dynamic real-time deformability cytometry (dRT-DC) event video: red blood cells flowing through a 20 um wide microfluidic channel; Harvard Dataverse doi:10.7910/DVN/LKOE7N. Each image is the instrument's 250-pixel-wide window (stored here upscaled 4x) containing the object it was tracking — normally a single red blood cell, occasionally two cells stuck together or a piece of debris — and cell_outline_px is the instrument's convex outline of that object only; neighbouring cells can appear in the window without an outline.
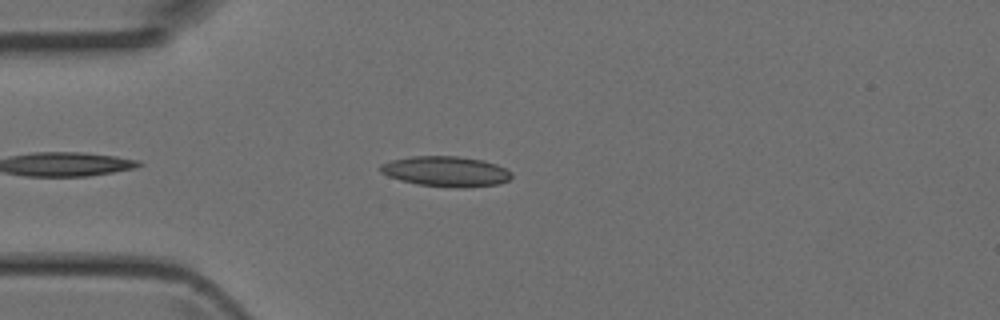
{"species": "Egyptian fruit bat (a non-hibernating species)", "species_latin": "Rousettus aegyptiacus", "temperature_condition": "room temperature", "stored_images_in_passage": 36, "camera_frame_rate_fps": 3000, "um_per_image_px": 0.085, "animal": {"sex": "female"}, "frame": {"image": 1, "passage_image": 4, "time_ms": 1.0, "image_size_px": [1000, 320], "cell_outline_px": [[512, 176], [508, 180], [500, 184], [464, 188], [456, 188], [420, 184], [400, 180], [388, 176], [380, 172], [380, 164], [392, 160], [412, 156], [456, 156], [484, 160], [496, 164], [512, 172]], "centroid_in_image_um": [37.92, 14.57], "position_along_channel_um": 47.1, "area_um2": 23.18}}
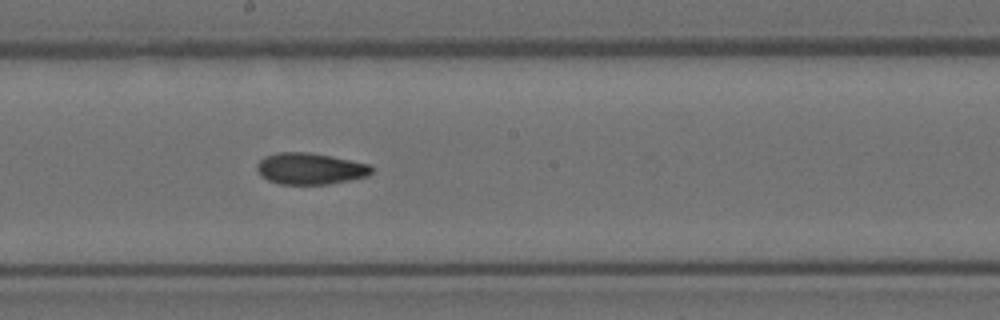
{"frame": {"image": 2, "passage_image": 17, "time_ms": 5.333, "image_size_px": [1000, 320], "cell_outline_px": [[372, 172], [368, 176], [328, 184], [280, 184], [268, 180], [256, 168], [256, 164], [264, 156], [276, 152], [308, 152], [372, 164]], "centroid_in_image_um": [26.37, 14.33], "position_along_channel_um": 221.8, "area_um2": 20.92}}
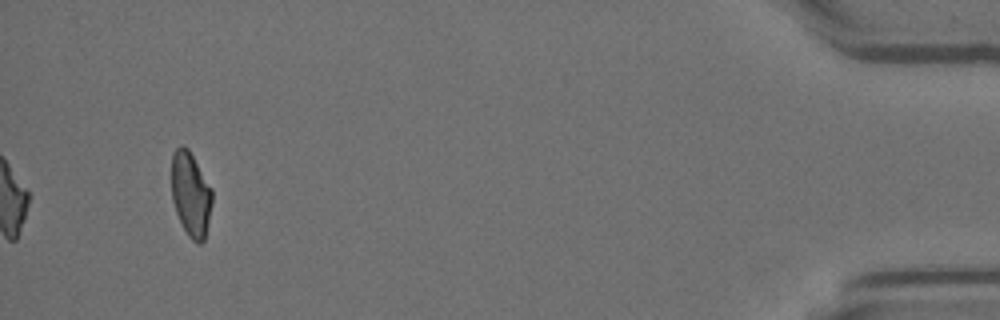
{"frame": {"image": 3, "passage_image": 36, "time_ms": 11.667, "image_size_px": [1000, 320], "cell_outline_px": [[212, 204], [204, 240], [200, 244], [196, 244], [188, 236], [176, 212], [172, 200], [172, 152], [180, 144], [184, 144], [188, 148], [212, 188]], "centroid_in_image_um": [16.21, 16.49], "position_along_channel_um": 419.0, "area_um2": 20.06}}